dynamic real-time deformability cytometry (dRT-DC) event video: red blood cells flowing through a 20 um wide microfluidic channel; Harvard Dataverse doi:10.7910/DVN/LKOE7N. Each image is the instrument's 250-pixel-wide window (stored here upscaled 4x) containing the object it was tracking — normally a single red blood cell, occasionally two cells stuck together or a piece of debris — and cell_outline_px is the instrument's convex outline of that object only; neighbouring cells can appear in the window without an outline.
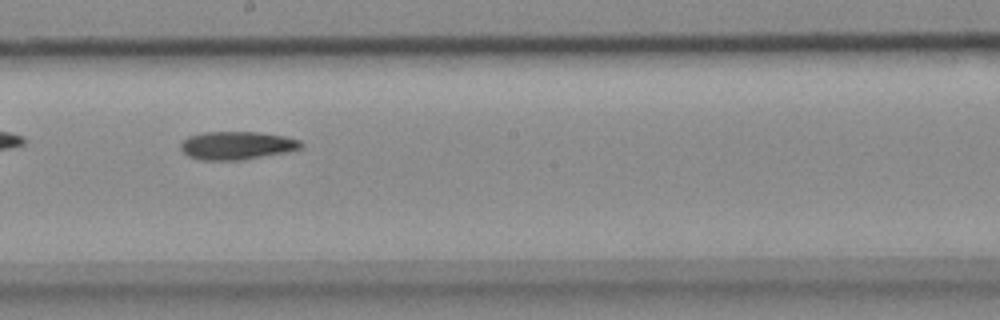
{"species": "common noctule bat (a hibernating species)", "species_latin": "Nyctalus noctula", "temperature_condition": "cold", "stored_images_in_passage": 30, "camera_frame_rate_fps": 3000, "um_per_image_px": 0.085, "animal": {"sex": "female", "body_mass_g": 18.4}, "frame": {"image": 1, "passage_image": 13, "time_ms": 4.0, "image_size_px": [1000, 320], "cell_outline_px": [[304, 144], [300, 148], [288, 152], [240, 160], [200, 160], [188, 156], [180, 148], [180, 144], [188, 136], [204, 132], [260, 132], [284, 136], [300, 140]], "centroid_in_image_um": [20.13, 12.36], "position_along_channel_um": 228.1, "area_um2": 19.77}}